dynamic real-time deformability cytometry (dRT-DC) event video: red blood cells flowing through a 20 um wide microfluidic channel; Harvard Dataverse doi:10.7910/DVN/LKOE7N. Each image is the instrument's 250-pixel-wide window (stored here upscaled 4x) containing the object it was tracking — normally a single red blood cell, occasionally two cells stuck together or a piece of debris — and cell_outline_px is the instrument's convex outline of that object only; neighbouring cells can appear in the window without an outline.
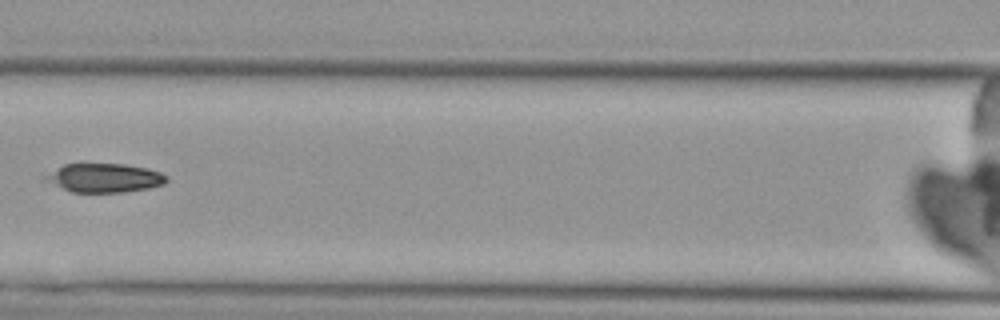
{"species": "Egyptian fruit bat (a non-hibernating species)", "species_latin": "Rousettus aegyptiacus", "temperature_condition": "cold", "stored_images_in_passage": 5, "camera_frame_rate_fps": 3000, "um_per_image_px": 0.085, "animal": {"sex": "female"}, "frame": {"image": 1, "passage_image": 4, "time_ms": 3.333, "image_size_px": [1000, 320], "cell_outline_px": [[168, 180], [164, 184], [148, 188], [124, 192], [72, 192], [44, 180], [44, 176], [64, 164], [84, 160], [124, 164], [148, 168], [160, 172], [168, 176]], "centroid_in_image_um": [8.86, 15.07], "position_along_channel_um": 157.7, "area_um2": 21.1}}
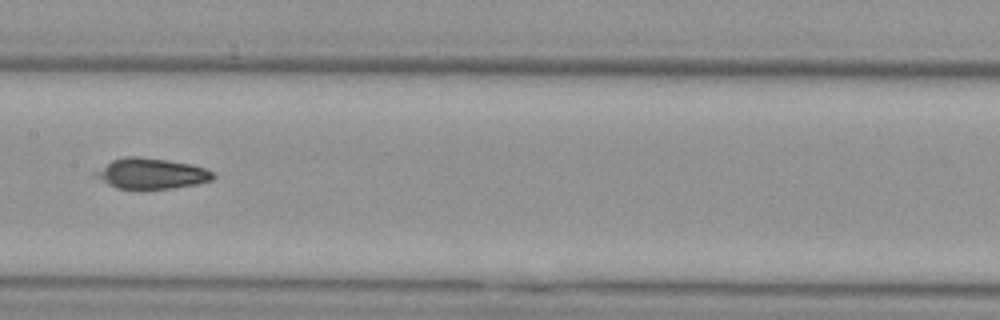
{"frame": {"image": 2, "passage_image": 5, "time_ms": 4.333, "image_size_px": [1000, 320], "cell_outline_px": [[216, 176], [212, 180], [196, 184], [172, 188], [116, 188], [108, 184], [96, 176], [92, 172], [112, 160], [124, 156], [140, 156], [168, 160], [192, 164], [204, 168], [212, 172]], "centroid_in_image_um": [12.86, 14.73], "position_along_channel_um": 194.5, "area_um2": 20.87}}